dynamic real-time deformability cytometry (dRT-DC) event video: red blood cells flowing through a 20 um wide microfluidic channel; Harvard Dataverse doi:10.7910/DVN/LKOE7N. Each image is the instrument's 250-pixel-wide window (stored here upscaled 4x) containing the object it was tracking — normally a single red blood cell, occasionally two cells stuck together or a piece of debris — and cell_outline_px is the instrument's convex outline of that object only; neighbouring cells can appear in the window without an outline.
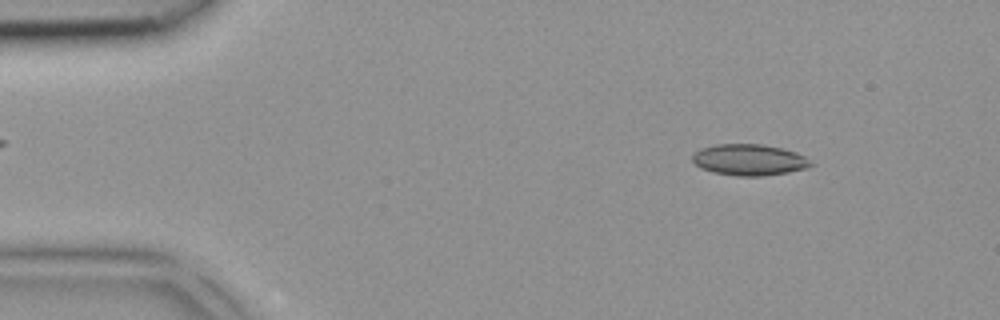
{"species": "common noctule bat (a hibernating species)", "species_latin": "Nyctalus noctula", "temperature_condition": "room temperature", "stored_images_in_passage": 4, "segment_of_instrument_passage": [2, 2], "camera_frame_rate_fps": 3000, "um_per_image_px": 0.085, "animal": {"sex": "female", "body_mass_g": 18.4}, "frame": {"image": 1, "passage_image": 4, "time_ms": 1.0, "image_size_px": [1000, 320], "cell_outline_px": [[816, 164], [804, 168], [788, 172], [764, 176], [736, 176], [712, 172], [700, 168], [692, 160], [692, 156], [700, 148], [716, 144], [764, 144], [784, 148], [796, 152], [804, 156]], "centroid_in_image_um": [63.69, 13.58], "position_along_channel_um": 21.3, "area_um2": 21.73}}